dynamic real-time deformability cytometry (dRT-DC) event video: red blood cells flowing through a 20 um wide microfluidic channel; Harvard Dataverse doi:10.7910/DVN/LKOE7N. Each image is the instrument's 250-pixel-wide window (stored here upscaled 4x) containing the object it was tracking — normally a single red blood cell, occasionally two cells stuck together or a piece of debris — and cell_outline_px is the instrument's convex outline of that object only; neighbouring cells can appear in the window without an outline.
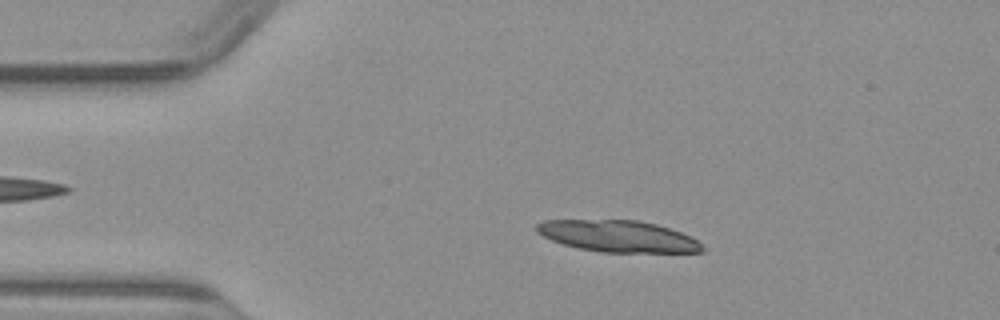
{"species": "common noctule bat (a hibernating species)", "species_latin": "Nyctalus noctula", "temperature_condition": "warm", "stored_images_in_passage": 34, "camera_frame_rate_fps": 3000, "um_per_image_px": 0.085, "animal": {"sex": "male", "body_mass_g": 23.1, "forearm_length_mm": 52.7}, "frame": {"image": 1, "passage_image": 9, "time_ms": 2.667, "image_size_px": [1000, 320], "cell_outline_px": [[704, 252], [600, 252], [580, 248], [564, 244], [552, 240], [536, 232], [536, 224], [544, 220], [640, 220], [656, 224], [680, 232], [696, 240], [704, 248]], "centroid_in_image_um": [52.51, 20.07], "position_along_channel_um": 32.5, "area_um2": 30.17}}
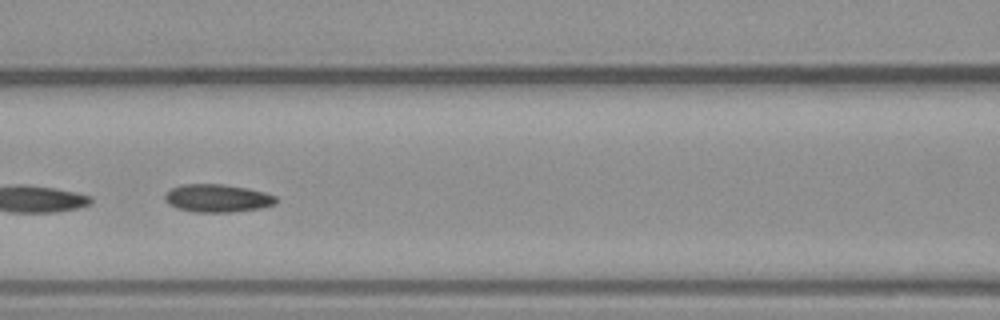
{"frame": {"image": 2, "passage_image": 21, "time_ms": 6.667, "image_size_px": [1000, 320], "cell_outline_px": [[276, 204], [260, 208], [232, 212], [196, 212], [176, 208], [168, 204], [164, 200], [164, 196], [172, 188], [184, 184], [224, 184], [248, 188], [264, 192], [276, 196]], "centroid_in_image_um": [18.48, 16.85], "position_along_channel_um": 148.1, "area_um2": 18.09}}
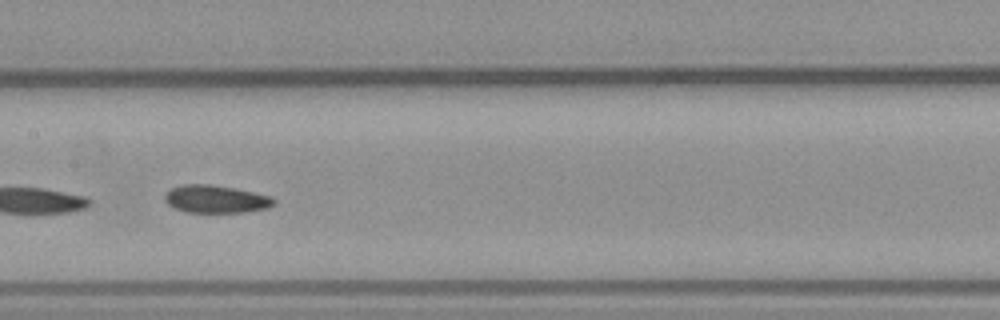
{"frame": {"image": 3, "passage_image": 24, "time_ms": 7.667, "image_size_px": [1000, 320], "cell_outline_px": [[276, 204], [268, 208], [244, 212], [184, 212], [168, 204], [164, 200], [164, 196], [172, 188], [184, 184], [212, 184], [272, 196], [276, 200]], "centroid_in_image_um": [18.37, 16.92], "position_along_channel_um": 189.0, "area_um2": 17.57}}